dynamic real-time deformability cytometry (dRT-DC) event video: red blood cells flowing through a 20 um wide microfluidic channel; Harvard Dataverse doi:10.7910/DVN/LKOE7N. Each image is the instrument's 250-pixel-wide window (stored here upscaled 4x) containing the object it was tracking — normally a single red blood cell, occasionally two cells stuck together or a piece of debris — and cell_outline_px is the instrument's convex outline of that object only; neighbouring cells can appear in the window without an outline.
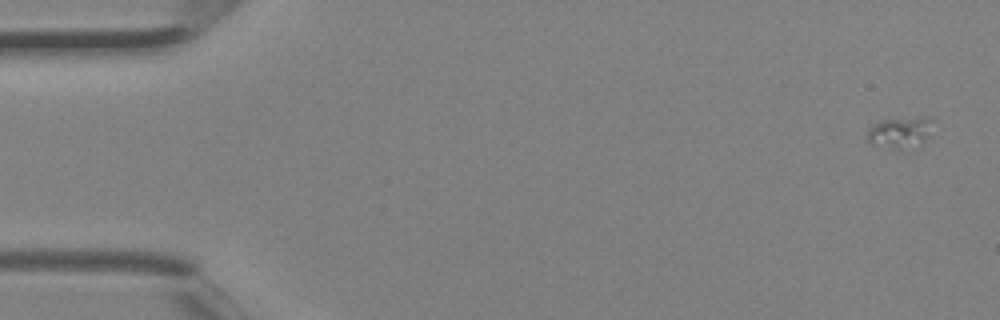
{"species": "Egyptian fruit bat (a non-hibernating species)", "species_latin": "Rousettus aegyptiacus", "temperature_condition": "room temperature", "stored_images_in_passage": 4, "camera_frame_rate_fps": 3000, "um_per_image_px": 0.085, "animal": {"sex": "female"}, "frame": {"image": 1, "passage_image": 1, "time_ms": 0.0, "image_size_px": [1000, 320], "cell_outline_px": [[936, 120], [924, 140], [900, 152], [872, 144], [868, 140], [868, 128], [872, 124], [880, 120], [924, 116]], "centroid_in_image_um": [76.49, 11.25], "position_along_channel_um": 8.5, "area_um2": 12.2}}